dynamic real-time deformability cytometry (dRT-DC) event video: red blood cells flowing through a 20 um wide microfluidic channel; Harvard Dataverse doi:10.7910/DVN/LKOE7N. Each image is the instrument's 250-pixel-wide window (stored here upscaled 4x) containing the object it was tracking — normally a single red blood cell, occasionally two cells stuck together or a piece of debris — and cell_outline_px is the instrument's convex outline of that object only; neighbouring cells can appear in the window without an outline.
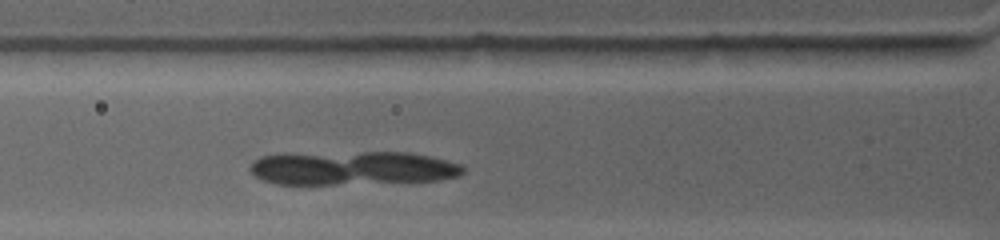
{"species": "common noctule bat (a hibernating species)", "species_latin": "Nyctalus noctula", "temperature_condition": "warm", "stored_images_in_passage": 2, "camera_frame_rate_fps": 4500, "um_per_image_px": 0.085, "animal": {"sex": "female", "body_mass_g": 19.0, "forearm_length_mm": 53.3}, "frame": {"image": 1, "passage_image": 2, "time_ms": 0.667, "image_size_px": [1000, 240], "cell_outline_px": [[932, 44], [928, 48], [916, 56], [852, 64], [780, 56], [760, 48], [864, 44]], "centroid_in_image_um": [72.36, 4.45], "position_along_channel_um": 53.4, "area_um2": 16.13}}